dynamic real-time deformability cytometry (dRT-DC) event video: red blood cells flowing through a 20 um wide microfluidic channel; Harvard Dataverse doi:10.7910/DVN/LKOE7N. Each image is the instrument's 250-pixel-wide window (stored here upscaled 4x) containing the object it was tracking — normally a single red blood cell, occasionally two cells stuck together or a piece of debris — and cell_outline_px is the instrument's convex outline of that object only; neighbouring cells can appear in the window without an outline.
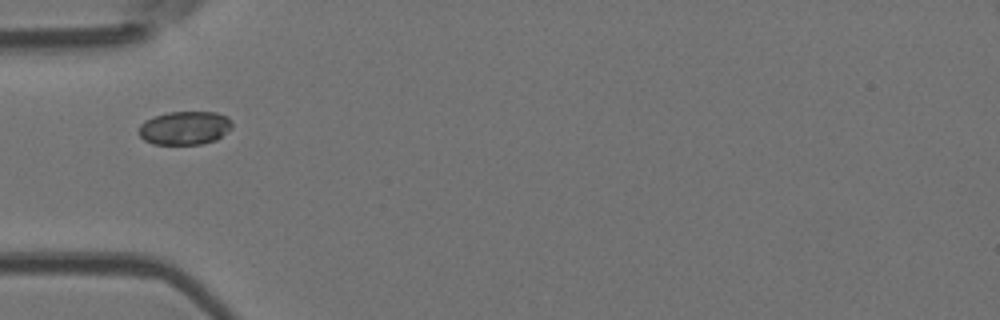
{"species": "Egyptian fruit bat (a non-hibernating species)", "species_latin": "Rousettus aegyptiacus", "temperature_condition": "room temperature", "stored_images_in_passage": 3, "camera_frame_rate_fps": 3000, "um_per_image_px": 0.085, "animal": {"sex": "female"}, "frame": {"image": 1, "passage_image": 1, "time_ms": 0.0, "image_size_px": [1000, 320], "cell_outline_px": [[232, 128], [216, 140], [200, 144], [152, 144], [144, 140], [136, 132], [140, 124], [144, 120], [168, 112], [216, 112], [228, 116], [232, 124]], "centroid_in_image_um": [15.68, 10.87], "position_along_channel_um": 69.3, "area_um2": 18.38}}